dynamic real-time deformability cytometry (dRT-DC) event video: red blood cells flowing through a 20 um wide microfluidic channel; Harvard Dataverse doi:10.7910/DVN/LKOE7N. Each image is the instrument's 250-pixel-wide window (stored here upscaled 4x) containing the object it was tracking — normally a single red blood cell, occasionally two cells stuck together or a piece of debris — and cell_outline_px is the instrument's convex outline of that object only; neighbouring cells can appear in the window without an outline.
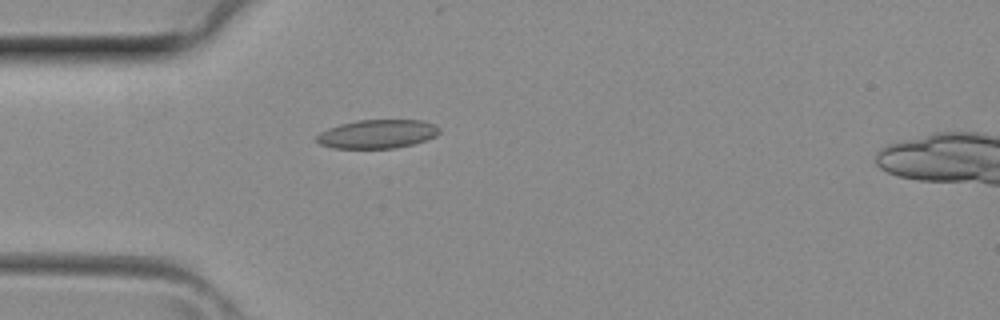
{"species": "common noctule bat (a hibernating species)", "species_latin": "Nyctalus noctula", "temperature_condition": "room temperature", "stored_images_in_passage": 2, "camera_frame_rate_fps": 3000, "um_per_image_px": 0.085, "animal": {"sex": "female", "body_mass_g": 29.2, "forearm_length_mm": 56.3}, "frame": {"image": 1, "passage_image": 1, "time_ms": 0.0, "image_size_px": [1000, 320], "cell_outline_px": [[440, 132], [436, 136], [412, 144], [396, 148], [332, 148], [320, 144], [316, 140], [316, 136], [320, 132], [328, 128], [340, 124], [356, 120], [424, 120], [436, 124], [440, 128]], "centroid_in_image_um": [32.08, 11.38], "position_along_channel_um": 52.9, "area_um2": 20.63}}